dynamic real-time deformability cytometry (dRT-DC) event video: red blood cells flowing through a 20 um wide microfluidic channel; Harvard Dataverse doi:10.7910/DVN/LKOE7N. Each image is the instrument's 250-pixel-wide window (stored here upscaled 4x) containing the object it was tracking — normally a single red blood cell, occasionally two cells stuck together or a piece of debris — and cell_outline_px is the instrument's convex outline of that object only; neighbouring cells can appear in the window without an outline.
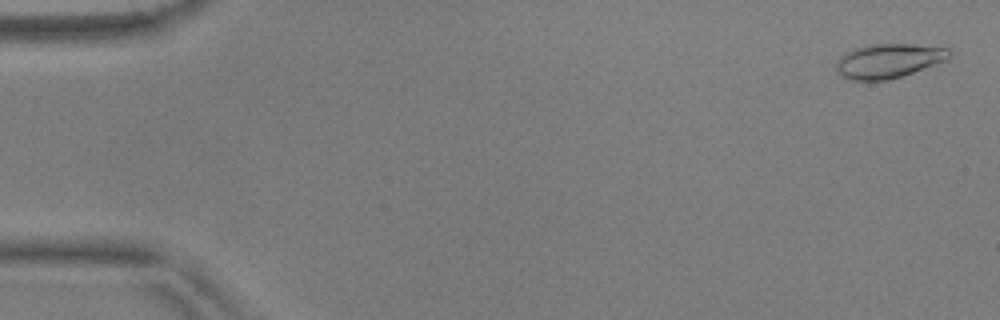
{"species": "common noctule bat (a hibernating species)", "species_latin": "Nyctalus noctula", "temperature_condition": "warm", "stored_images_in_passage": 8, "camera_frame_rate_fps": 3000, "um_per_image_px": 0.085, "animal": {"sex": "male", "body_mass_g": 17.9, "forearm_length_mm": 54.2}, "frame": {"image": 1, "passage_image": 2, "time_ms": 0.333, "image_size_px": [1000, 320], "cell_outline_px": [[952, 56], [948, 60], [888, 80], [856, 80], [844, 76], [836, 68], [836, 60], [844, 52], [852, 48], [868, 44], [912, 44], [948, 48], [952, 52]], "centroid_in_image_um": [75.54, 5.14], "position_along_channel_um": 9.5, "area_um2": 22.6}}